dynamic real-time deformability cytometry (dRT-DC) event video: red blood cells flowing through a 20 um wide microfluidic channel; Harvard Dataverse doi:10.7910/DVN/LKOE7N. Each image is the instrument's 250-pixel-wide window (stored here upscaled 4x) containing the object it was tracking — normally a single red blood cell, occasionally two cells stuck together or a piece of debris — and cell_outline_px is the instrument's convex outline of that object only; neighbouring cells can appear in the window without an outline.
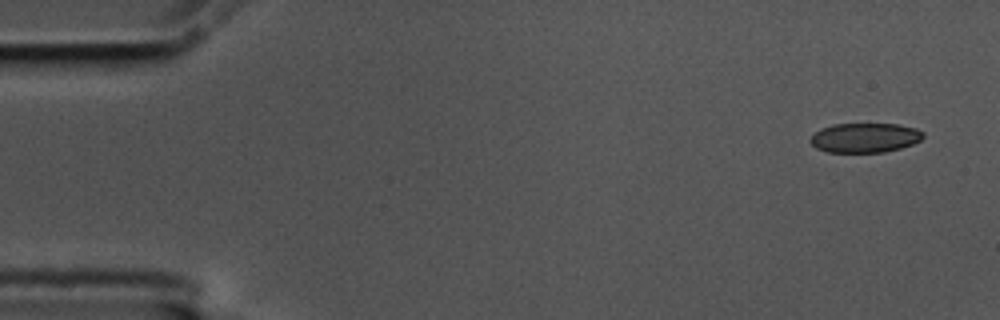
{"species": "common noctule bat (a hibernating species)", "species_latin": "Nyctalus noctula", "temperature_condition": "cold", "stored_images_in_passage": 5, "segment_of_instrument_passage": [1, 2], "camera_frame_rate_fps": 3000, "um_per_image_px": 0.085, "animal": {"sex": "male", "body_mass_g": 17.5, "forearm_length_mm": 52.3}, "frame": {"image": 1, "passage_image": 1, "time_ms": 0.0, "image_size_px": [1000, 320], "cell_outline_px": [[924, 136], [920, 140], [912, 144], [900, 148], [884, 152], [828, 152], [816, 148], [808, 140], [820, 128], [832, 124], [900, 124], [916, 128], [924, 132]], "centroid_in_image_um": [73.51, 11.7], "position_along_channel_um": 11.5, "area_um2": 19.48}}